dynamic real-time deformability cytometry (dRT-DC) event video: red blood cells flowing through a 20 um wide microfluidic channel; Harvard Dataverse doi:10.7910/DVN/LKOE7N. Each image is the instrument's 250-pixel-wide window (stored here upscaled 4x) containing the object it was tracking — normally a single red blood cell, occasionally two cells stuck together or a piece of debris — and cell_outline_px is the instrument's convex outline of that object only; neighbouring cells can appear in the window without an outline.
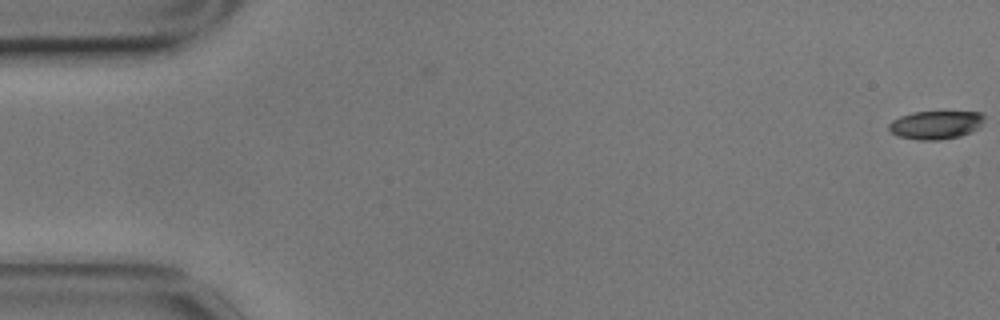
{"species": "common noctule bat (a hibernating species)", "species_latin": "Nyctalus noctula", "temperature_condition": "cold", "stored_images_in_passage": 3, "camera_frame_rate_fps": 3000, "um_per_image_px": 0.085, "animal": {"sex": "male", "body_mass_g": 17.9}, "frame": {"image": 1, "passage_image": 3, "time_ms": 0.667, "image_size_px": [1000, 320], "cell_outline_px": [[984, 120], [976, 128], [960, 136], [936, 140], [920, 140], [896, 136], [888, 128], [888, 124], [892, 120], [900, 116], [912, 112], [980, 112], [984, 116]], "centroid_in_image_um": [79.48, 10.61], "position_along_channel_um": 5.5, "area_um2": 15.55}}